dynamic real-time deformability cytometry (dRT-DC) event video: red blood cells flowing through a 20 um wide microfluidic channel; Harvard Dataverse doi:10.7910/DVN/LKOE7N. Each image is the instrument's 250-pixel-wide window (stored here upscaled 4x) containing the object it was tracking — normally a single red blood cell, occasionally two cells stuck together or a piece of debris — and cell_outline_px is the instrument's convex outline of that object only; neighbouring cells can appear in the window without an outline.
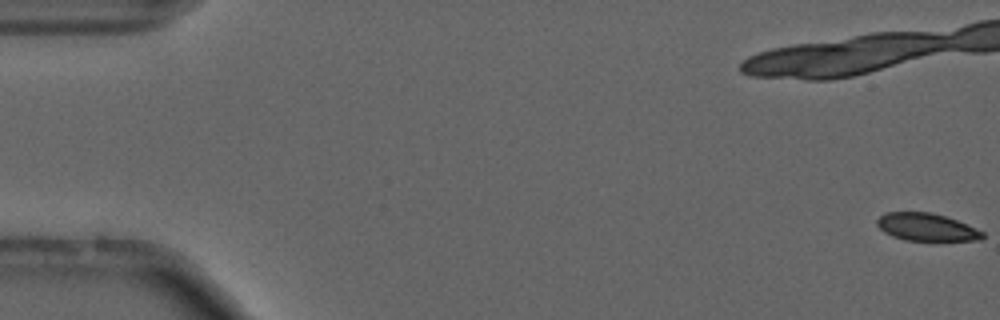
{"species": "common noctule bat (a hibernating species)", "species_latin": "Nyctalus noctula", "temperature_condition": "cold", "stored_images_in_passage": 8, "camera_frame_rate_fps": 3000, "um_per_image_px": 0.085, "animal": {"sex": "male", "forearm_length_mm": 52.5}, "frame": {"image": 1, "passage_image": 1, "time_ms": 0.0, "image_size_px": [1000, 320], "cell_outline_px": [[984, 236], [980, 240], [904, 240], [892, 236], [884, 232], [876, 224], [876, 220], [884, 212], [928, 212], [944, 216], [956, 220], [984, 232]], "centroid_in_image_um": [78.71, 19.3], "position_along_channel_um": 6.3, "area_um2": 16.76}}